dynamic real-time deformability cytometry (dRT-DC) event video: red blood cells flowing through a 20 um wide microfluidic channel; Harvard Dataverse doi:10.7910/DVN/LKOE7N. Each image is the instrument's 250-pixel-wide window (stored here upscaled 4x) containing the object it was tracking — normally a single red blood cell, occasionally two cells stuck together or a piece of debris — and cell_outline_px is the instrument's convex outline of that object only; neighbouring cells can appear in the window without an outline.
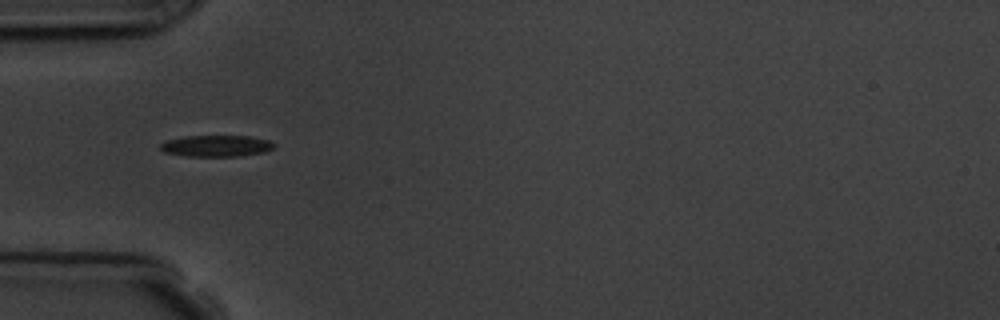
{"species": "common noctule bat (a hibernating species)", "species_latin": "Nyctalus noctula", "temperature_condition": "room temperature", "stored_images_in_passage": 6, "camera_frame_rate_fps": 3000, "um_per_image_px": 0.085, "animal": {"sex": "male", "body_mass_g": 19.5, "forearm_length_mm": 54.6}, "frame": {"image": 1, "passage_image": 6, "time_ms": 5.667, "image_size_px": [1000, 320], "cell_outline_px": [[276, 148], [264, 152], [240, 156], [188, 156], [164, 152], [160, 148], [160, 144], [168, 140], [188, 136], [248, 136], [268, 140], [276, 144]], "centroid_in_image_um": [18.44, 12.4], "position_along_channel_um": 66.6, "area_um2": 14.1}}